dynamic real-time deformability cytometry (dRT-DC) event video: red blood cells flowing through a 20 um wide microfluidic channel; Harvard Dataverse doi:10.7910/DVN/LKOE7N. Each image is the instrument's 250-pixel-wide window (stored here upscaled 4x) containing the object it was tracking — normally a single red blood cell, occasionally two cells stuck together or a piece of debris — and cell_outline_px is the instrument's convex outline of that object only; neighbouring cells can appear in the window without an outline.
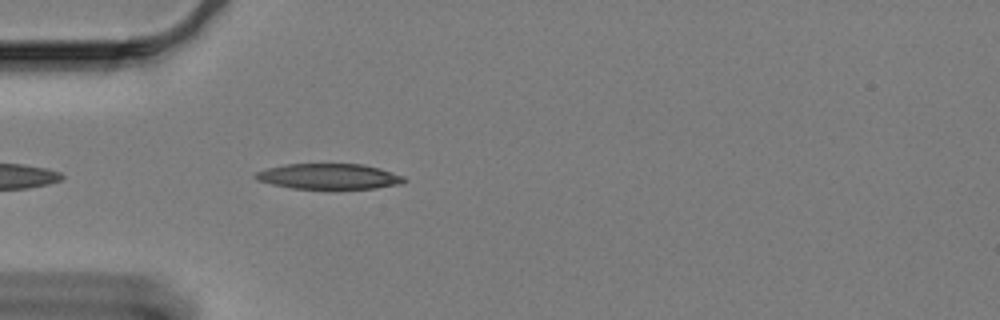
{"species": "Egyptian fruit bat (a non-hibernating species)", "species_latin": "Rousettus aegyptiacus", "temperature_condition": "cold", "stored_images_in_passage": 30, "camera_frame_rate_fps": 3000, "um_per_image_px": 0.085, "animal": {"sex": "female"}, "frame": {"image": 1, "passage_image": 3, "time_ms": 0.667, "image_size_px": [1000, 320], "cell_outline_px": [[408, 180], [400, 184], [376, 188], [292, 188], [272, 184], [256, 180], [252, 176], [256, 172], [268, 168], [284, 164], [364, 164], [380, 168], [404, 176]], "centroid_in_image_um": [27.96, 14.98], "position_along_channel_um": 57.0, "area_um2": 22.02}}
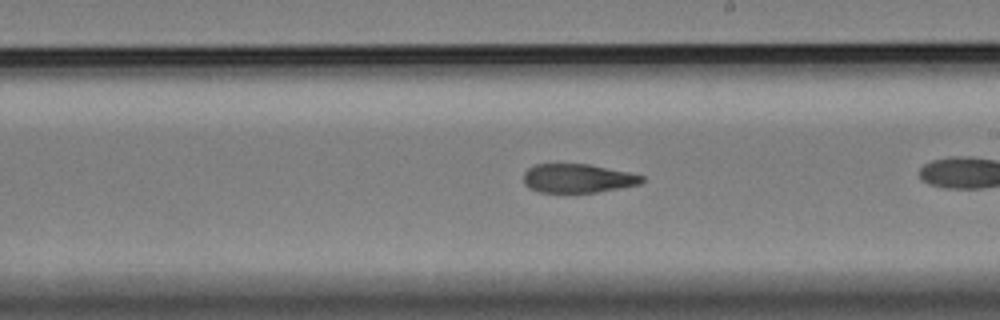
{"frame": {"image": 2, "passage_image": 17, "time_ms": 5.333, "image_size_px": [1000, 320], "cell_outline_px": [[644, 180], [640, 184], [596, 192], [540, 192], [528, 188], [524, 184], [524, 172], [528, 168], [536, 164], [588, 164], [628, 172], [644, 176]], "centroid_in_image_um": [49.08, 15.15], "position_along_channel_um": 239.9, "area_um2": 19.77}}
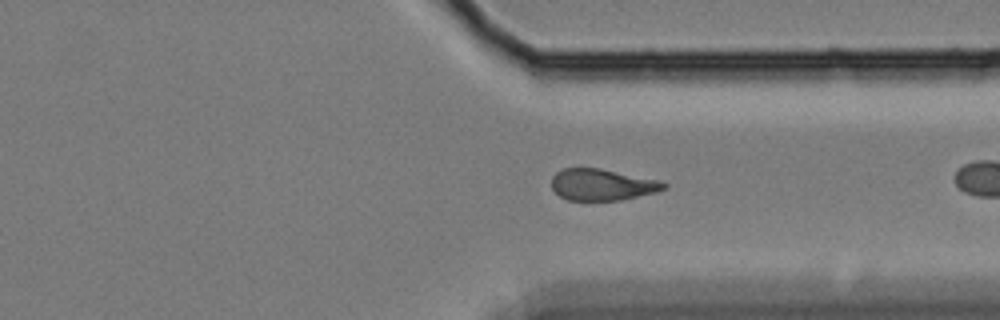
{"frame": {"image": 3, "passage_image": 28, "time_ms": 9.0, "image_size_px": [1000, 320], "cell_outline_px": [[668, 188], [656, 192], [620, 200], [568, 200], [560, 196], [552, 188], [552, 176], [556, 172], [564, 168], [600, 168], [660, 180], [668, 184]], "centroid_in_image_um": [51.21, 15.69], "position_along_channel_um": 360.2, "area_um2": 20.63}}